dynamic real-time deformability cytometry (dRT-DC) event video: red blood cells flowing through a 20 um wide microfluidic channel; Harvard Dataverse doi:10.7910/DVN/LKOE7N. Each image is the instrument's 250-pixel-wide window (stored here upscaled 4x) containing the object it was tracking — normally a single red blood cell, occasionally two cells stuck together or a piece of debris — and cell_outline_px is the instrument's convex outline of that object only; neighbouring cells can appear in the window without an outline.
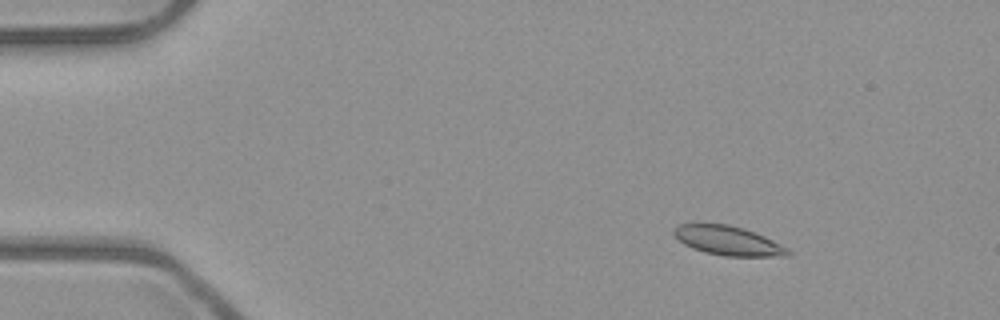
{"species": "common noctule bat (a hibernating species)", "species_latin": "Nyctalus noctula", "temperature_condition": "room temperature", "stored_images_in_passage": 53, "camera_frame_rate_fps": 3000, "um_per_image_px": 0.085, "animal": {"sex": "male", "body_mass_g": 23.1, "forearm_length_mm": 52.7}, "frame": {"image": 1, "passage_image": 8, "time_ms": 2.333, "image_size_px": [1000, 320], "cell_outline_px": [[792, 256], [724, 256], [704, 252], [692, 248], [684, 244], [672, 236], [672, 228], [676, 224], [728, 224], [744, 228], [764, 236], [788, 248], [792, 252]], "centroid_in_image_um": [61.85, 20.45], "position_along_channel_um": 23.1, "area_um2": 19.65}}
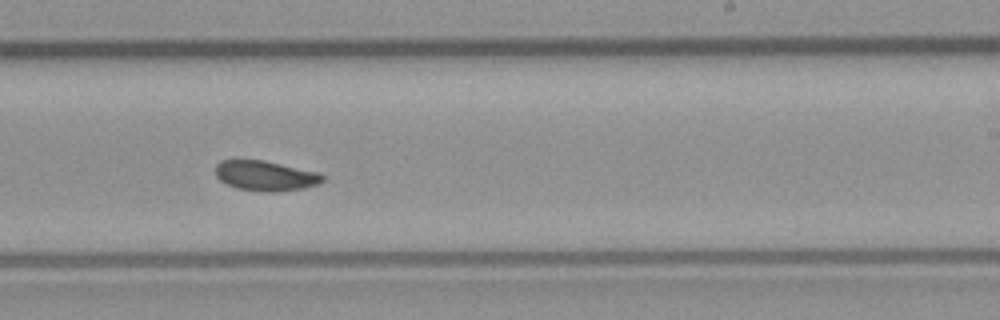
{"frame": {"image": 2, "passage_image": 33, "time_ms": 10.667, "image_size_px": [1000, 320], "cell_outline_px": [[324, 180], [316, 184], [304, 188], [276, 192], [264, 192], [236, 188], [220, 180], [216, 176], [216, 164], [220, 160], [264, 160], [320, 172], [324, 176]], "centroid_in_image_um": [22.57, 14.93], "position_along_channel_um": 266.4, "area_um2": 18.84}}
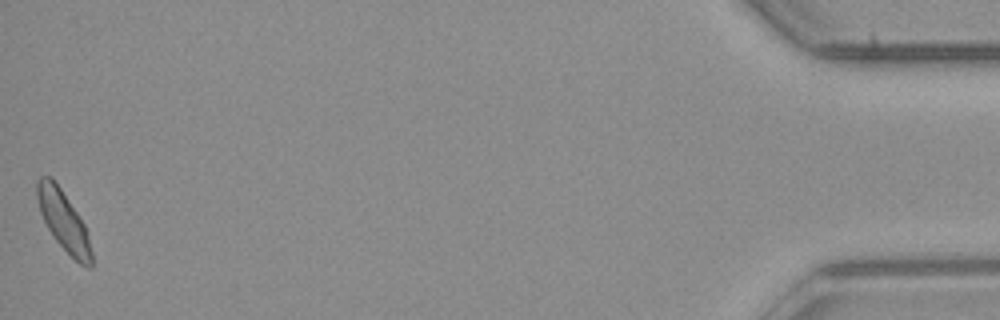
{"frame": {"image": 3, "passage_image": 53, "time_ms": 17.333, "image_size_px": [1000, 320], "cell_outline_px": [[92, 268], [88, 268], [80, 264], [52, 236], [40, 212], [36, 196], [36, 180], [40, 176], [52, 176], [84, 224], [88, 236], [92, 252]], "centroid_in_image_um": [5.38, 18.75], "position_along_channel_um": 429.8, "area_um2": 18.67}, "authors_computed_cell_mechanics": {"area_um2": 19.074, "velocity_mm_per_s": 3.9396, "shape_relaxation_time_tau1_ms": 5.0141, "shape_relaxation_time_tau2_ms": 1.9107, "deformation_change_tau1": 0.0842, "deformation_change_tau2": 0.043}}